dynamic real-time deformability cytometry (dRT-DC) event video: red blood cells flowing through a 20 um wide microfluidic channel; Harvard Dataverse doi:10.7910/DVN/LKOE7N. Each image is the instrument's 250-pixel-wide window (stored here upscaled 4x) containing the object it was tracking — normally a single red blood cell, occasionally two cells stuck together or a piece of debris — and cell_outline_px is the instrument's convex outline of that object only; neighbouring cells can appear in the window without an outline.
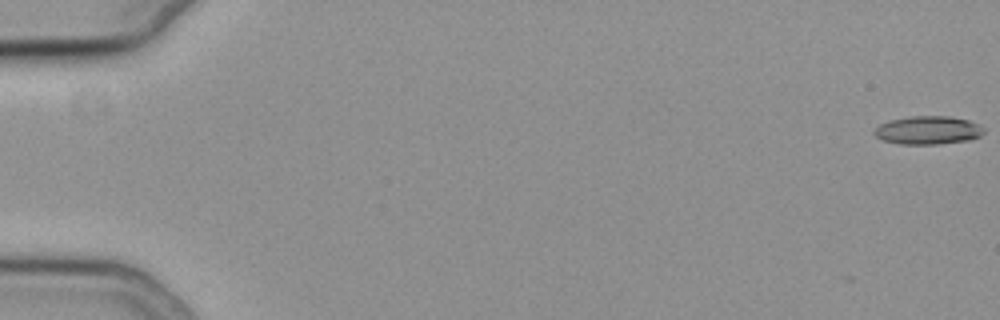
{"species": "common noctule bat (a hibernating species)", "species_latin": "Nyctalus noctula", "temperature_condition": "cold", "stored_images_in_passage": 57, "camera_frame_rate_fps": 3000, "um_per_image_px": 0.085, "animal": {"sex": "female", "body_mass_g": 19.3, "forearm_length_mm": 54.1}, "frame": {"image": 1, "passage_image": 1, "time_ms": 0.0, "image_size_px": [1000, 320], "cell_outline_px": [[984, 132], [980, 136], [968, 140], [936, 144], [900, 144], [880, 140], [872, 132], [880, 124], [888, 120], [912, 116], [948, 116], [968, 120], [984, 128]], "centroid_in_image_um": [78.83, 11.07], "position_along_channel_um": 6.2, "area_um2": 18.03}}
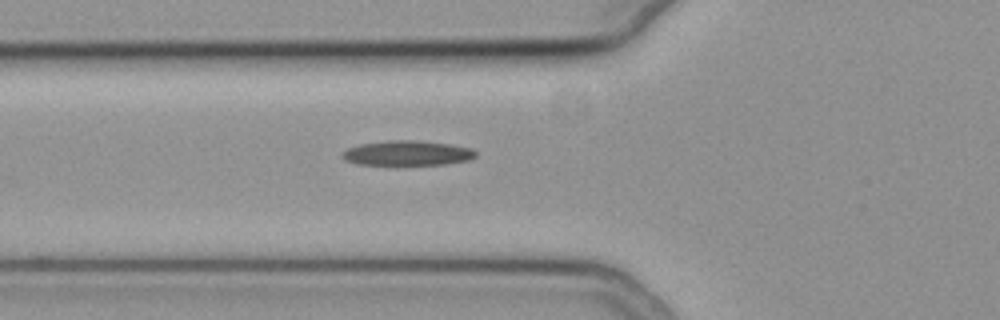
{"frame": {"image": 2, "passage_image": 22, "time_ms": 7.0, "image_size_px": [1000, 320], "cell_outline_px": [[476, 156], [472, 160], [444, 164], [392, 168], [356, 164], [344, 160], [340, 156], [340, 152], [348, 148], [360, 144], [388, 140], [416, 140], [448, 144], [472, 148], [476, 152]], "centroid_in_image_um": [34.55, 13.07], "position_along_channel_um": 91.3, "area_um2": 20.63}}
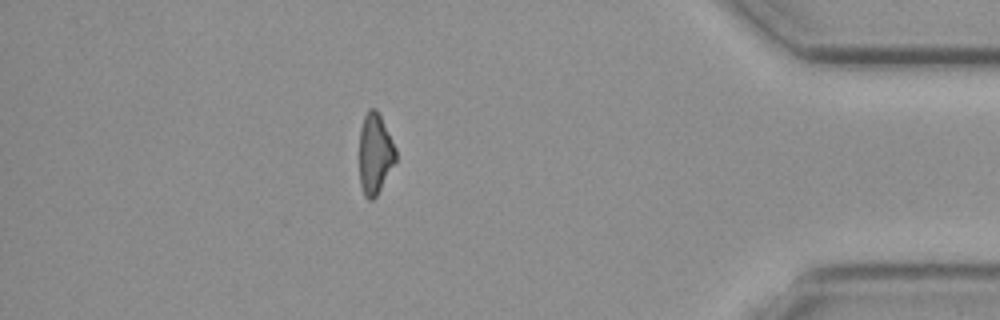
{"frame": {"image": 3, "passage_image": 50, "time_ms": 16.333, "image_size_px": [1000, 320], "cell_outline_px": [[396, 160], [376, 196], [372, 200], [368, 200], [364, 196], [360, 184], [360, 128], [364, 116], [368, 108], [376, 108], [396, 148]], "centroid_in_image_um": [31.86, 13.06], "position_along_channel_um": 403.3, "area_um2": 16.94}}